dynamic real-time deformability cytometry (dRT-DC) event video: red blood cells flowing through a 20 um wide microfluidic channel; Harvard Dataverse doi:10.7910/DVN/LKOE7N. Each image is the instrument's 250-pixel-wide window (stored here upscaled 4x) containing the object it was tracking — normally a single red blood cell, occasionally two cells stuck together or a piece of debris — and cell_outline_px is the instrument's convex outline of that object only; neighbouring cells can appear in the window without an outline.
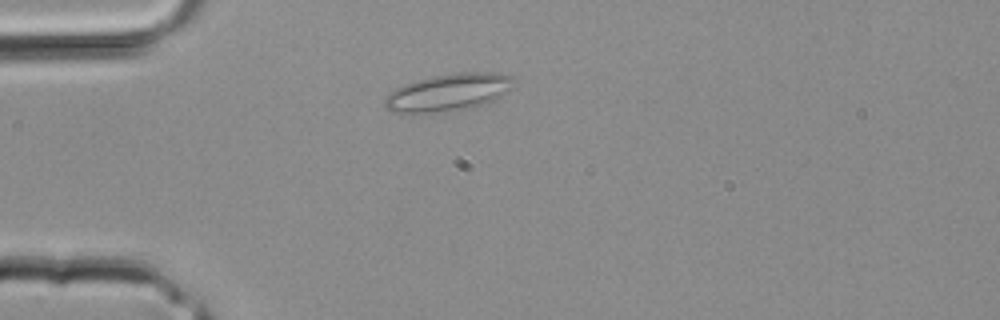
{"species": "common noctule bat (a hibernating species)", "species_latin": "Nyctalus noctula", "temperature_condition": "room temperature", "stored_images_in_passage": 1, "camera_frame_rate_fps": 3000, "um_per_image_px": 0.085, "animal": {"sex": "male", "body_mass_g": 20.4}, "frame": {"image": 1, "passage_image": 1, "time_ms": 0.0, "image_size_px": [1000, 320], "cell_outline_px": [[516, 80], [512, 88], [496, 100], [488, 104], [432, 112], [388, 112], [384, 104], [384, 96], [396, 88], [404, 84], [432, 76], [456, 72], [500, 72], [512, 76]], "centroid_in_image_um": [38.16, 7.82], "position_along_channel_um": 46.8, "area_um2": 28.09}}